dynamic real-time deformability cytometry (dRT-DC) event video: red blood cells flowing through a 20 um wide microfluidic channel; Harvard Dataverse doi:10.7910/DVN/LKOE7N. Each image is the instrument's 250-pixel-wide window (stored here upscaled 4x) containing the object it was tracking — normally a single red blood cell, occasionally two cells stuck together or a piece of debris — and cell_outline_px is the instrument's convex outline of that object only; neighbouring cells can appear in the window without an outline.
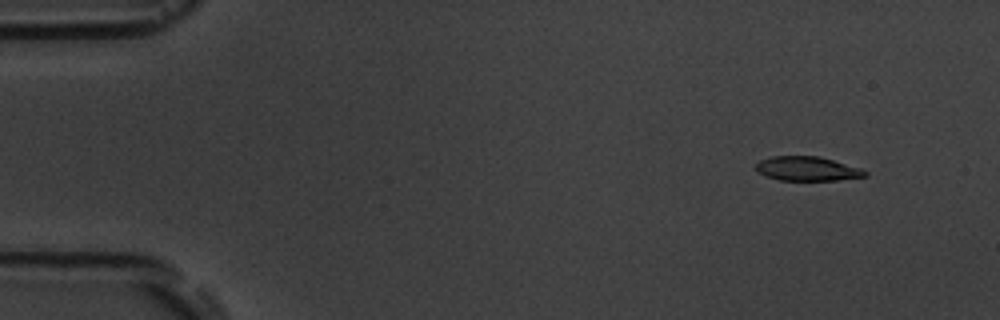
{"species": "common noctule bat (a hibernating species)", "species_latin": "Nyctalus noctula", "temperature_condition": "room temperature", "stored_images_in_passage": 5, "camera_frame_rate_fps": 3000, "um_per_image_px": 0.085, "animal": {"sex": "male", "body_mass_g": 19.5, "forearm_length_mm": 54.6}, "frame": {"image": 1, "passage_image": 1, "time_ms": 0.0, "image_size_px": [1000, 320], "cell_outline_px": [[868, 176], [836, 180], [780, 180], [764, 176], [756, 172], [756, 164], [760, 160], [772, 156], [820, 156], [860, 168], [868, 172]], "centroid_in_image_um": [68.59, 14.34], "position_along_channel_um": 16.4, "area_um2": 15.49}}
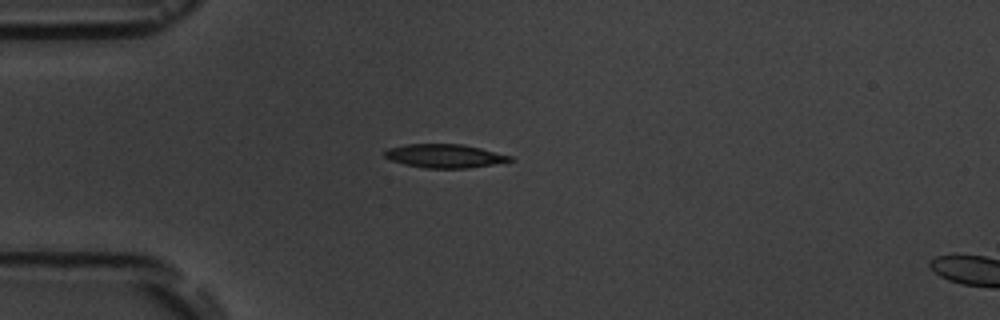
{"frame": {"image": 2, "passage_image": 4, "time_ms": 3.333, "image_size_px": [1000, 320], "cell_outline_px": [[516, 160], [468, 168], [424, 168], [404, 164], [392, 160], [384, 156], [384, 152], [388, 148], [408, 144], [464, 144], [512, 156]], "centroid_in_image_um": [37.81, 13.25], "position_along_channel_um": 47.2, "area_um2": 17.17}}